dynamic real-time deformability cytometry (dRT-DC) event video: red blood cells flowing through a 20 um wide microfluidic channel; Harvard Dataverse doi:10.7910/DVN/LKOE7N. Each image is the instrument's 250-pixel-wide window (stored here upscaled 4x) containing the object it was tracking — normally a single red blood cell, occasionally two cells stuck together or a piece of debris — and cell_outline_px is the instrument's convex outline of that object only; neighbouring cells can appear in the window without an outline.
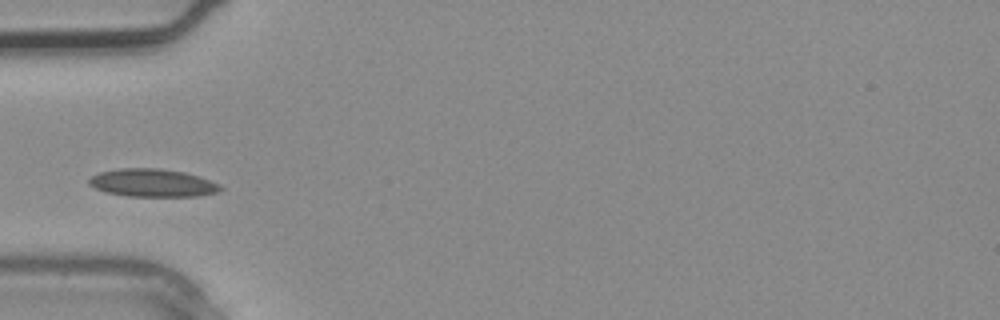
{"species": "common noctule bat (a hibernating species)", "species_latin": "Nyctalus noctula", "temperature_condition": "warm", "stored_images_in_passage": 4, "camera_frame_rate_fps": 3000, "um_per_image_px": 0.085, "animal": {"sex": "male", "body_mass_g": 20.4}, "frame": {"image": 1, "passage_image": 4, "time_ms": 1.0, "image_size_px": [1000, 320], "cell_outline_px": [[224, 188], [216, 192], [196, 196], [128, 196], [108, 192], [96, 188], [88, 184], [88, 180], [96, 172], [120, 168], [160, 168], [184, 172], [200, 176], [220, 184]], "centroid_in_image_um": [12.96, 15.53], "position_along_channel_um": 72.0, "area_um2": 21.39}}